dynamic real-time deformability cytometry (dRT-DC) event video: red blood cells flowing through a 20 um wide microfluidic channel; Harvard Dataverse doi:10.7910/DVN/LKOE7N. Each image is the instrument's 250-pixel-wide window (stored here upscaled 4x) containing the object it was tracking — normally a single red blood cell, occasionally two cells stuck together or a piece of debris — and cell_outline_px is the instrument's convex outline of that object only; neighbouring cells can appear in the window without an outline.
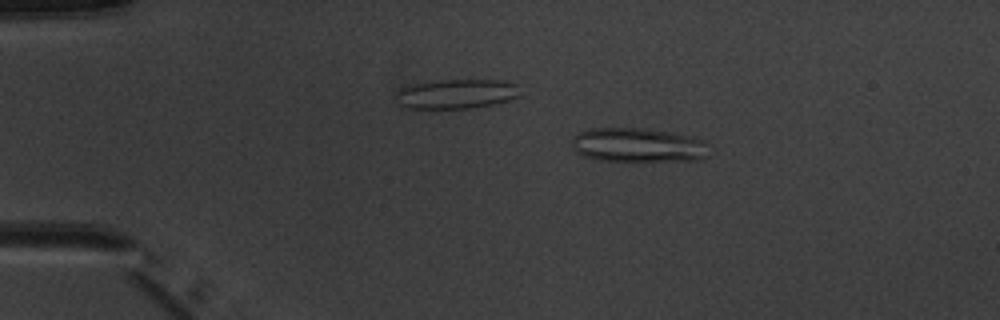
{"species": "common noctule bat (a hibernating species)", "species_latin": "Nyctalus noctula", "temperature_condition": "warm", "stored_images_in_passage": 4, "camera_frame_rate_fps": 3000, "um_per_image_px": 0.085, "animal": {"sex": "male", "body_mass_g": 20.1, "forearm_length_mm": 53.5}, "frame": {"image": 1, "passage_image": 2, "time_ms": 1.0, "image_size_px": [1000, 320], "cell_outline_px": [[708, 156], [700, 160], [596, 160], [584, 156], [576, 152], [572, 148], [572, 140], [580, 132], [588, 128], [640, 128], [672, 132], [692, 136], [704, 140]], "centroid_in_image_um": [54.22, 12.32], "position_along_channel_um": 30.8, "area_um2": 27.17}}
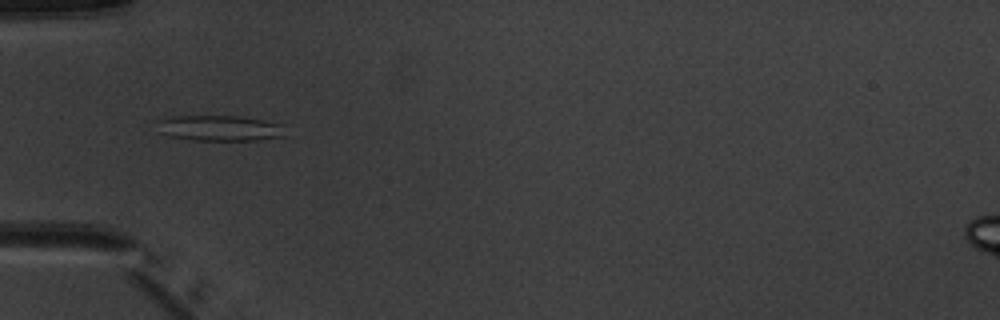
{"frame": {"image": 2, "passage_image": 4, "time_ms": 3.333, "image_size_px": [1000, 320], "cell_outline_px": [[288, 136], [260, 140], [192, 140], [168, 136], [160, 132], [156, 120], [172, 116], [236, 116], [264, 120], [280, 124]], "centroid_in_image_um": [18.67, 10.9], "position_along_channel_um": 66.3, "area_um2": 19.25}}